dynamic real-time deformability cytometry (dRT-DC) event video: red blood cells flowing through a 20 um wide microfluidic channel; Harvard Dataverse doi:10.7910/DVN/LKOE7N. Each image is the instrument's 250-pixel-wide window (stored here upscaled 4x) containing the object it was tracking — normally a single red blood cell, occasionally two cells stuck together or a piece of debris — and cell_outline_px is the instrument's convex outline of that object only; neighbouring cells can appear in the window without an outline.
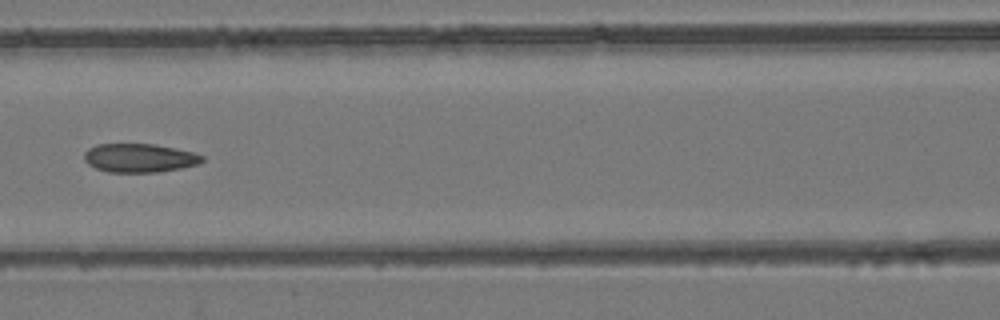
{"species": "common noctule bat (a hibernating species)", "species_latin": "Nyctalus noctula", "temperature_condition": "room temperature", "stored_images_in_passage": 7, "camera_frame_rate_fps": 3000, "um_per_image_px": 0.085, "animal": {"sex": "female", "body_mass_g": 24.6, "forearm_length_mm": 56.2}, "frame": {"image": 1, "passage_image": 7, "time_ms": 7.0, "image_size_px": [1000, 320], "cell_outline_px": [[204, 160], [200, 164], [180, 168], [156, 172], [108, 172], [96, 168], [88, 164], [84, 160], [84, 152], [88, 148], [96, 144], [156, 144], [176, 148], [192, 152], [204, 156]], "centroid_in_image_um": [11.85, 13.42], "position_along_channel_um": 154.8, "area_um2": 19.83}}